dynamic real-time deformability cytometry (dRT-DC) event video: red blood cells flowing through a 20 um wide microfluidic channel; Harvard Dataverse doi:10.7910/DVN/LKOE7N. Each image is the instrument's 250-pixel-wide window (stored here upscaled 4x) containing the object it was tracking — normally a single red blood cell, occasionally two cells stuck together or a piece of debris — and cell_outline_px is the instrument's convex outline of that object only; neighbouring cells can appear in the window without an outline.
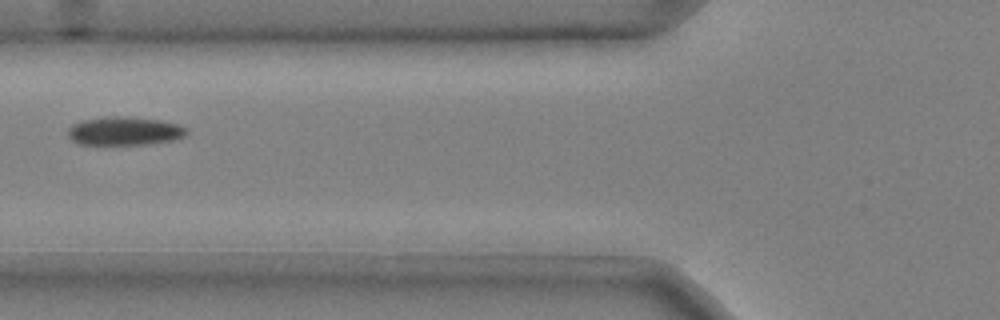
{"species": "common noctule bat (a hibernating species)", "species_latin": "Nyctalus noctula", "temperature_condition": "cold", "stored_images_in_passage": 5, "camera_frame_rate_fps": 3000, "um_per_image_px": 0.085, "animal": {"sex": "male", "body_mass_g": 20.4}, "frame": {"image": 1, "passage_image": 2, "time_ms": 0.333, "image_size_px": [1000, 320], "cell_outline_px": [[188, 132], [184, 136], [172, 140], [148, 144], [76, 144], [68, 136], [68, 128], [72, 124], [80, 120], [104, 116], [128, 116], [160, 120], [180, 124], [188, 128]], "centroid_in_image_um": [10.57, 11.12], "position_along_channel_um": 115.2, "area_um2": 20.0}}